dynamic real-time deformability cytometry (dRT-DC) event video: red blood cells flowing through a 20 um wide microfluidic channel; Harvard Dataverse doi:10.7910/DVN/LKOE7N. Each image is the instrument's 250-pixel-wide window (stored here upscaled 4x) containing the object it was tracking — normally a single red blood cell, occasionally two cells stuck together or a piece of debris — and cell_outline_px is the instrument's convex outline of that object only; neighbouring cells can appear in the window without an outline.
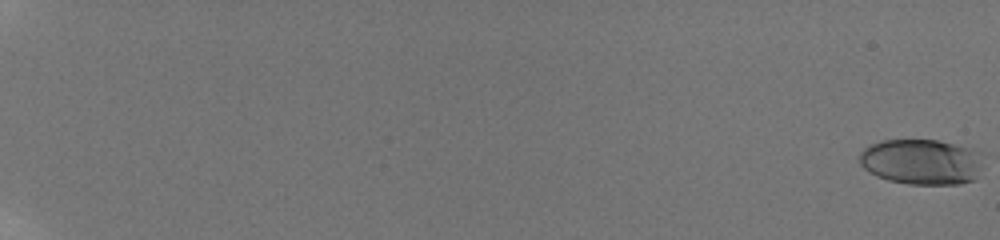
{"species": "human", "species_latin": "Homo sapiens", "temperature_condition": "room temperature", "stored_images_in_passage": 60, "camera_frame_rate_fps": 3000, "um_per_image_px": 0.085, "donor": {"sex": "male"}, "frame": {"image": 1, "passage_image": 1, "time_ms": 0.0, "image_size_px": [1000, 240], "cell_outline_px": [[980, 168], [976, 176], [972, 180], [960, 184], [908, 184], [888, 180], [876, 176], [864, 168], [860, 164], [860, 152], [864, 148], [880, 140], [936, 140], [972, 148], [980, 152]], "centroid_in_image_um": [78.3, 13.75], "position_along_channel_um": 6.7, "area_um2": 32.71}}
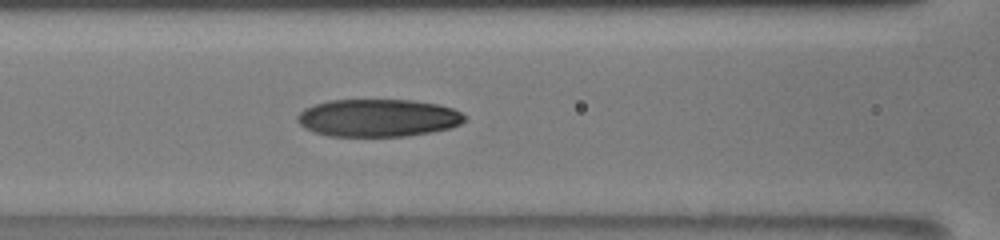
{"frame": {"image": 2, "passage_image": 32, "time_ms": 10.333, "image_size_px": [1000, 240], "cell_outline_px": [[468, 116], [460, 124], [452, 128], [432, 132], [408, 136], [328, 136], [312, 132], [304, 128], [296, 120], [296, 116], [304, 108], [328, 100], [412, 100], [436, 104], [452, 108]], "centroid_in_image_um": [32.12, 10.03], "position_along_channel_um": 134.5, "area_um2": 36.93}}
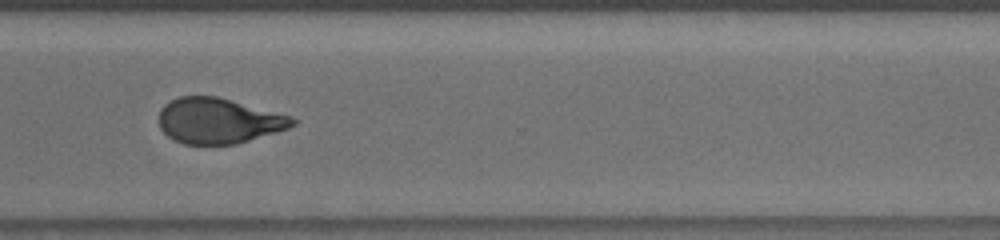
{"frame": {"image": 3, "passage_image": 49, "time_ms": 16.0, "image_size_px": [1000, 240], "cell_outline_px": [[300, 120], [296, 124], [288, 128], [276, 132], [236, 144], [184, 144], [168, 136], [160, 128], [160, 108], [164, 104], [180, 96], [216, 96], [292, 116]], "centroid_in_image_um": [18.6, 10.26], "position_along_channel_um": 352.0, "area_um2": 35.26}, "authors_computed_cell_mechanics": {"area_um2": 35.4892, "velocity_mm_per_s": 3.8527, "shape_relaxation_time_tau1_ms": 5.0853, "shape_relaxation_time_tau2_ms": 1.8673, "deformation_change_tau1": 0.1974, "deformation_change_tau2": 0.0834}}